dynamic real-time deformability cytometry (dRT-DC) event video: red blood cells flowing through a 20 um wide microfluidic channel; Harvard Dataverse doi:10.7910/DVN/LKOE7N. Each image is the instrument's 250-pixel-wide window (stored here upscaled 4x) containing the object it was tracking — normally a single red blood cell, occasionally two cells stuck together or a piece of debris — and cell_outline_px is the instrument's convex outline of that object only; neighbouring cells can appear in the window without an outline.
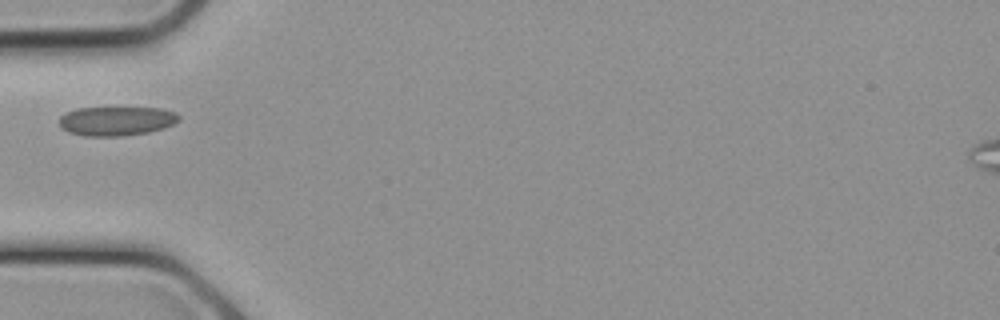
{"species": "common noctule bat (a hibernating species)", "species_latin": "Nyctalus noctula", "temperature_condition": "cold", "stored_images_in_passage": 18, "camera_frame_rate_fps": 3000, "um_per_image_px": 0.085, "animal": {"sex": "female", "body_mass_g": 21.9}, "frame": {"image": 1, "passage_image": 2, "time_ms": 0.333, "image_size_px": [1000, 320], "cell_outline_px": [[180, 120], [164, 128], [148, 132], [120, 136], [84, 136], [68, 132], [60, 128], [60, 116], [76, 108], [160, 108], [176, 112], [180, 116]], "centroid_in_image_um": [9.9, 10.29], "position_along_channel_um": 75.1, "area_um2": 20.35}}
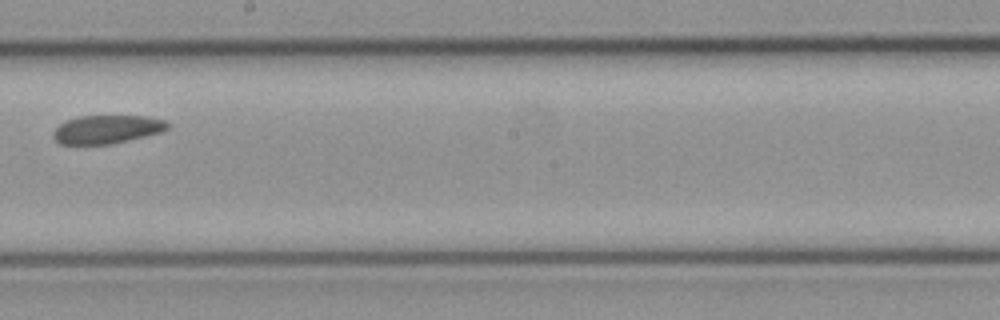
{"frame": {"image": 2, "passage_image": 8, "time_ms": 2.333, "image_size_px": [1000, 320], "cell_outline_px": [[168, 128], [160, 132], [112, 144], [60, 144], [52, 136], [52, 132], [60, 124], [68, 120], [80, 116], [144, 116], [164, 120], [168, 124]], "centroid_in_image_um": [9.06, 10.99], "position_along_channel_um": 239.1, "area_um2": 18.67}}
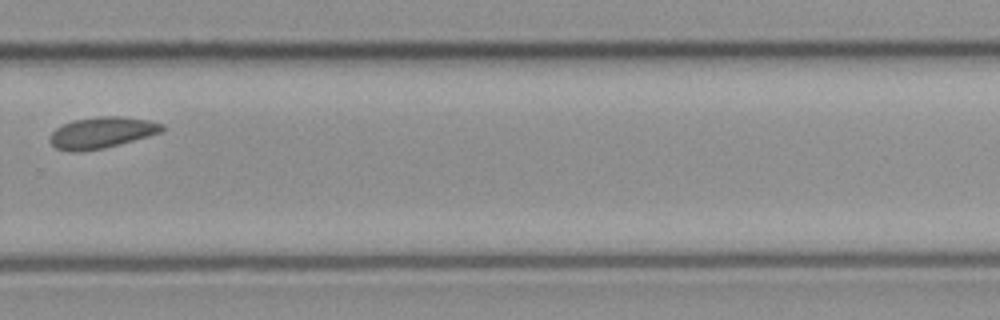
{"frame": {"image": 3, "passage_image": 11, "time_ms": 3.333, "image_size_px": [1000, 320], "cell_outline_px": [[164, 132], [104, 148], [80, 152], [68, 152], [56, 148], [48, 140], [48, 136], [56, 128], [72, 120], [96, 116], [120, 116], [148, 120], [164, 124]], "centroid_in_image_um": [8.63, 11.27], "position_along_channel_um": 321.2, "area_um2": 20.69}}